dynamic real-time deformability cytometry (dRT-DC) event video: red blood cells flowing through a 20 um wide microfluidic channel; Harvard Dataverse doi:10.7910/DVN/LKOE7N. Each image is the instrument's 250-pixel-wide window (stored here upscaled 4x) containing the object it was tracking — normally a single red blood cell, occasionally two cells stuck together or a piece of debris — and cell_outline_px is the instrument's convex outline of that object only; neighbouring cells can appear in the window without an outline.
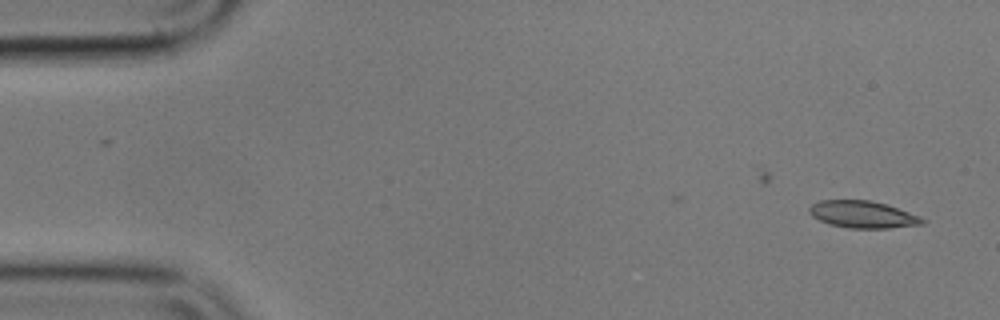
{"species": "common noctule bat (a hibernating species)", "species_latin": "Nyctalus noctula", "temperature_condition": "cold", "stored_images_in_passage": 20, "camera_frame_rate_fps": 3000, "um_per_image_px": 0.085, "animal": {"sex": "male", "body_mass_g": 17.9}, "frame": {"image": 1, "passage_image": 1, "time_ms": 0.0, "image_size_px": [1000, 320], "cell_outline_px": [[928, 220], [924, 224], [888, 228], [848, 228], [828, 224], [812, 216], [808, 212], [808, 208], [812, 204], [820, 200], [872, 200], [920, 216]], "centroid_in_image_um": [73.32, 18.23], "position_along_channel_um": 11.7, "area_um2": 17.86}}
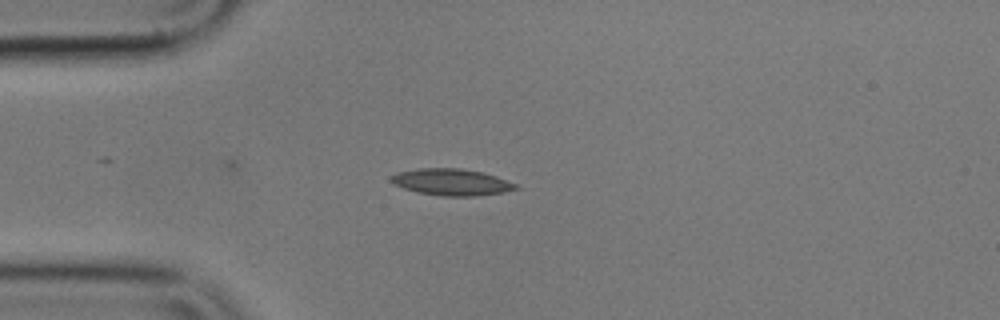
{"frame": {"image": 2, "passage_image": 12, "time_ms": 3.667, "image_size_px": [1000, 320], "cell_outline_px": [[520, 188], [504, 192], [476, 196], [444, 196], [416, 192], [404, 188], [388, 180], [396, 172], [420, 168], [460, 168], [484, 172], [496, 176], [516, 184]], "centroid_in_image_um": [38.39, 15.47], "position_along_channel_um": 46.6, "area_um2": 19.36}}
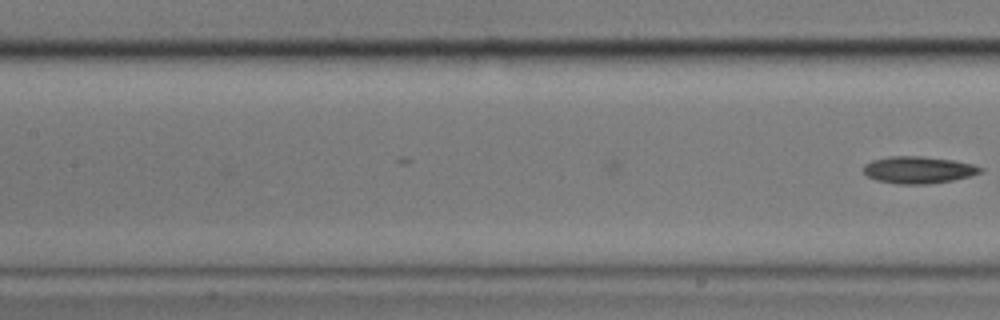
{"frame": {"image": 3, "passage_image": 20, "time_ms": 6.333, "image_size_px": [1000, 320], "cell_outline_px": [[984, 172], [972, 176], [952, 180], [928, 184], [900, 184], [876, 180], [868, 176], [864, 172], [864, 164], [872, 160], [888, 156], [924, 156], [952, 160], [972, 164], [984, 168]], "centroid_in_image_um": [78.09, 14.43], "position_along_channel_um": 129.3, "area_um2": 18.5}}